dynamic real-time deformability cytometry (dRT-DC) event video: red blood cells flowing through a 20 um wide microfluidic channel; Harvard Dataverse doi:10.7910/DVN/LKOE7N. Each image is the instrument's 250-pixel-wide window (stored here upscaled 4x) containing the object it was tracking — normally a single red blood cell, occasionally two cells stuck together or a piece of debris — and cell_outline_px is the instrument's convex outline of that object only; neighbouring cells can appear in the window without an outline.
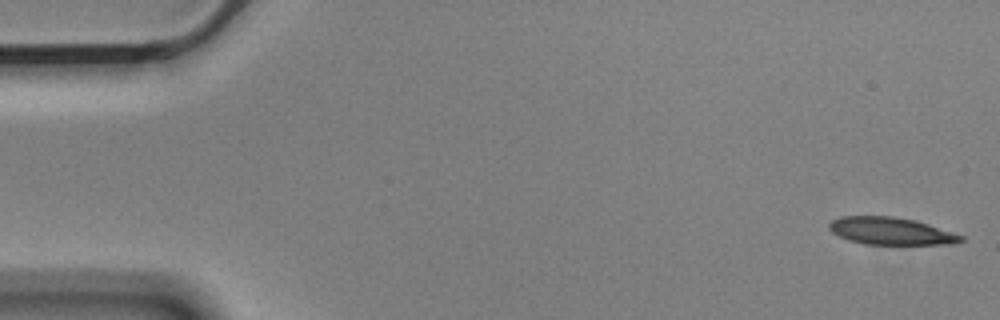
{"species": "Egyptian fruit bat (a non-hibernating species)", "species_latin": "Rousettus aegyptiacus", "temperature_condition": "cold", "stored_images_in_passage": 56, "camera_frame_rate_fps": 3000, "um_per_image_px": 0.085, "animal": {"sex": "male"}, "frame": {"image": 1, "passage_image": 1, "time_ms": 0.0, "image_size_px": [1000, 320], "cell_outline_px": [[964, 240], [952, 244], [864, 244], [848, 240], [832, 232], [828, 228], [828, 224], [832, 220], [840, 216], [892, 216], [916, 220], [964, 236]], "centroid_in_image_um": [75.7, 19.63], "position_along_channel_um": 9.3, "area_um2": 20.98}}
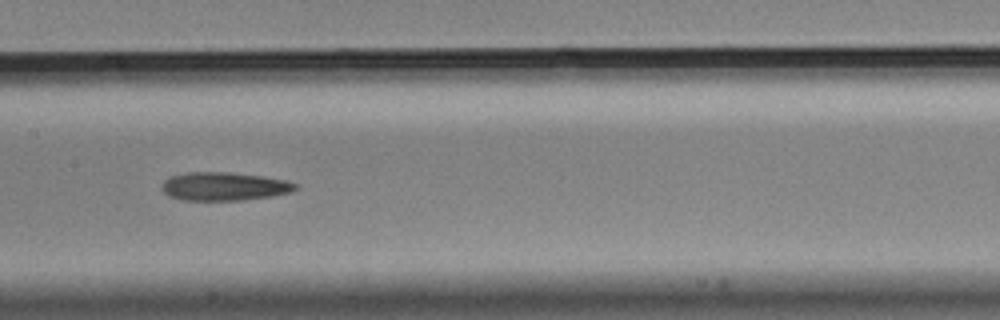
{"frame": {"image": 2, "passage_image": 27, "time_ms": 8.667, "image_size_px": [1000, 320], "cell_outline_px": [[300, 188], [292, 192], [272, 196], [240, 200], [184, 200], [168, 196], [160, 188], [160, 184], [168, 176], [188, 172], [228, 172], [260, 176], [284, 180], [296, 184]], "centroid_in_image_um": [19.01, 15.84], "position_along_channel_um": 188.4, "area_um2": 22.2}}
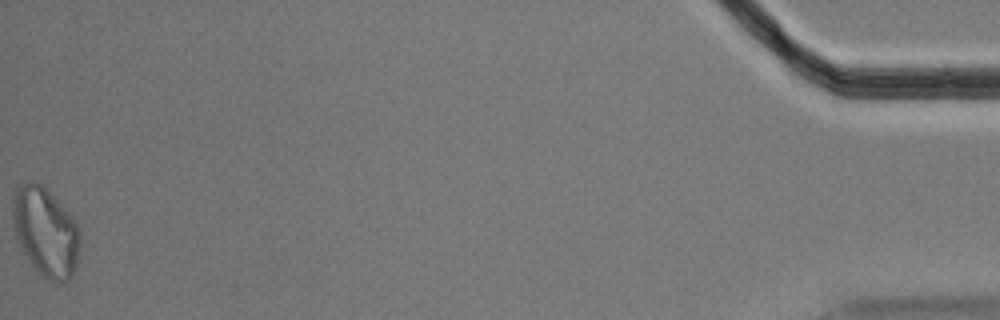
{"frame": {"image": 3, "passage_image": 56, "time_ms": 18.333, "image_size_px": [1000, 320], "cell_outline_px": [[80, 244], [76, 268], [72, 276], [68, 280], [60, 284], [56, 284], [48, 280], [36, 272], [28, 260], [16, 236], [12, 224], [12, 200], [16, 188], [24, 180], [32, 180], [40, 184], [72, 216], [80, 232]], "centroid_in_image_um": [3.86, 19.74], "position_along_channel_um": 431.3, "area_um2": 35.2}, "authors_computed_cell_mechanics": {"area_um2": 22.5709, "velocity_mm_per_s": 3.5309, "shape_relaxation_time_tau1_ms": 5.7504, "shape_relaxation_time_tau2_ms": 9.7136, "deformation_change_tau1": 0.1437, "deformation_change_tau2": 0.2174}}